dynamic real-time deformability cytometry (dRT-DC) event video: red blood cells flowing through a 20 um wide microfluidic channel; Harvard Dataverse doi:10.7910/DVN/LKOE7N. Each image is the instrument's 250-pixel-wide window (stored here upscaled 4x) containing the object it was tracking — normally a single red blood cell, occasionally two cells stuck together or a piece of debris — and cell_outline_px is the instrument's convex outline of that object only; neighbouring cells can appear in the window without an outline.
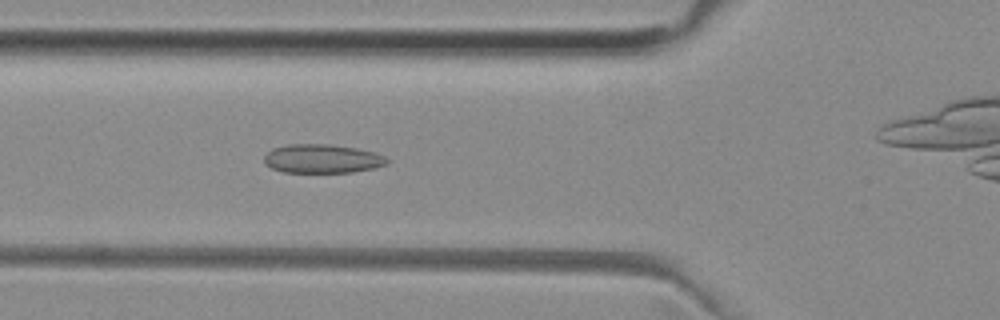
{"species": "common noctule bat (a hibernating species)", "species_latin": "Nyctalus noctula", "temperature_condition": "room temperature", "stored_images_in_passage": 6, "camera_frame_rate_fps": 3000, "um_per_image_px": 0.085, "animal": {"sex": "female", "body_mass_g": 29.2, "forearm_length_mm": 56.3}, "frame": {"image": 1, "passage_image": 6, "time_ms": 1.667, "image_size_px": [1000, 320], "cell_outline_px": [[388, 164], [376, 168], [352, 172], [284, 172], [272, 168], [264, 164], [264, 156], [272, 148], [288, 144], [328, 144], [356, 148], [376, 152], [384, 156], [388, 160]], "centroid_in_image_um": [27.4, 13.49], "position_along_channel_um": 98.4, "area_um2": 20.75}}